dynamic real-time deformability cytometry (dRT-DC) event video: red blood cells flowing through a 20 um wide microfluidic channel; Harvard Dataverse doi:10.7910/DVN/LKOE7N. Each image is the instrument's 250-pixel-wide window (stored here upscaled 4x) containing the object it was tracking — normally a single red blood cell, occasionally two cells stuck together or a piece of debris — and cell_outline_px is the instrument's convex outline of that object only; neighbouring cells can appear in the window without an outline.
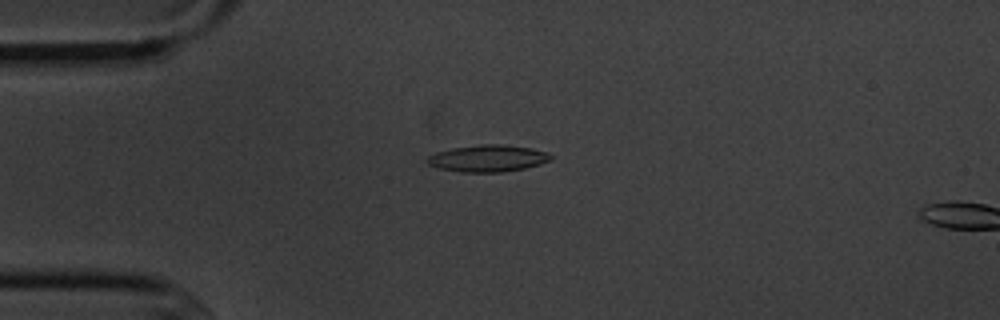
{"species": "common noctule bat (a hibernating species)", "species_latin": "Nyctalus noctula", "temperature_condition": "cold", "stored_images_in_passage": 10, "camera_frame_rate_fps": 3000, "um_per_image_px": 0.085, "animal": {"sex": "male", "body_mass_g": 20.1, "forearm_length_mm": 53.5}, "frame": {"image": 1, "passage_image": 4, "time_ms": 3.333, "image_size_px": [1000, 320], "cell_outline_px": [[552, 160], [540, 164], [524, 168], [500, 172], [460, 172], [440, 168], [428, 164], [424, 160], [428, 156], [436, 152], [452, 148], [480, 144], [500, 144], [532, 148], [548, 152], [552, 156]], "centroid_in_image_um": [41.46, 13.45], "position_along_channel_um": 43.5, "area_um2": 19.36}}
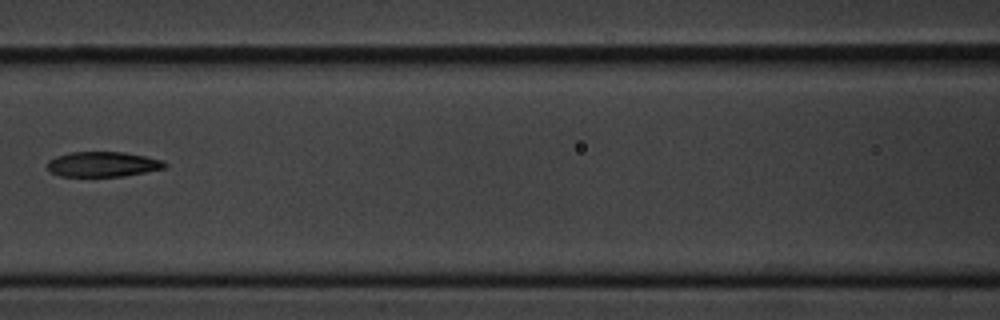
{"frame": {"image": 2, "passage_image": 7, "time_ms": 7.0, "image_size_px": [1000, 320], "cell_outline_px": [[168, 164], [164, 168], [124, 176], [60, 176], [52, 172], [48, 168], [48, 160], [56, 156], [72, 152], [124, 152], [164, 160]], "centroid_in_image_um": [8.75, 13.95], "position_along_channel_um": 157.8, "area_um2": 17.05}}
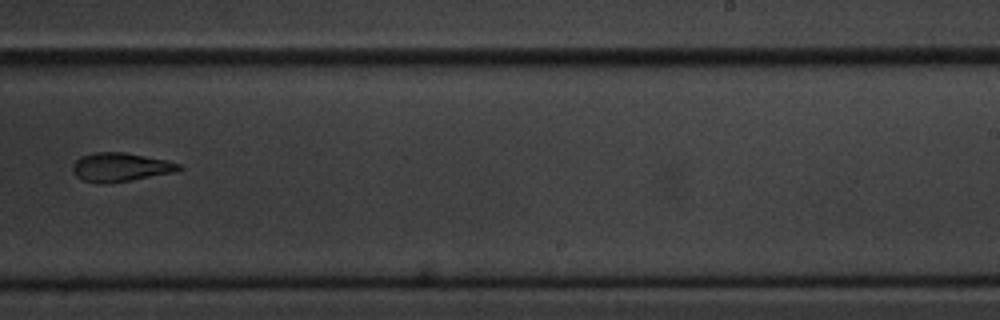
{"frame": {"image": 3, "passage_image": 10, "time_ms": 10.333, "image_size_px": [1000, 320], "cell_outline_px": [[184, 168], [176, 172], [128, 180], [84, 180], [76, 176], [72, 172], [72, 164], [80, 156], [96, 152], [124, 152], [168, 160], [180, 164]], "centroid_in_image_um": [10.29, 14.15], "position_along_channel_um": 278.7, "area_um2": 17.17}}